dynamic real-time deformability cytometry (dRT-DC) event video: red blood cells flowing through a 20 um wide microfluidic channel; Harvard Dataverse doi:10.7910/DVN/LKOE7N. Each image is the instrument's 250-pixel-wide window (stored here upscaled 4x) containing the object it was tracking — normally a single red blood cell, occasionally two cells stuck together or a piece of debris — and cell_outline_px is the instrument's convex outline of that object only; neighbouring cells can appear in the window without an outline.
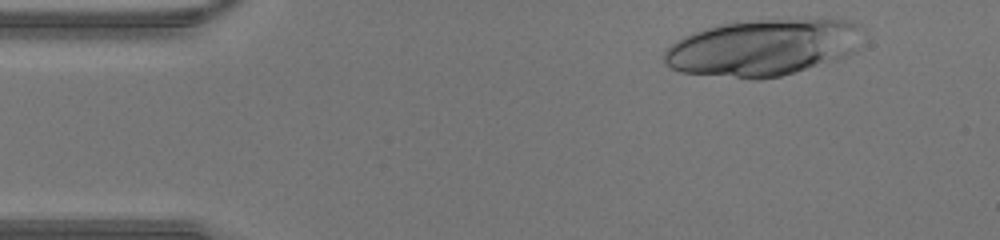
{"species": "human", "species_latin": "Homo sapiens", "temperature_condition": "warm", "stored_images_in_passage": 9, "camera_frame_rate_fps": 3000, "um_per_image_px": 0.085, "donor": {"sex": "male"}, "frame": {"image": 1, "passage_image": 1, "time_ms": 0.0, "image_size_px": [1000, 240], "cell_outline_px": [[860, 24], [856, 52], [848, 56], [836, 60], [780, 76], [760, 80], [752, 80], [680, 72], [672, 68], [664, 60], [664, 52], [676, 40], [692, 32], [704, 28], [720, 24], [756, 20], [848, 20]], "centroid_in_image_um": [64.82, 4.06], "position_along_channel_um": 20.2, "area_um2": 65.26}}
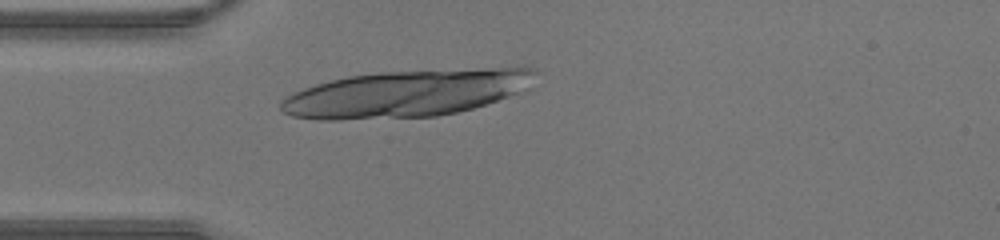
{"frame": {"image": 2, "passage_image": 8, "time_ms": 2.333, "image_size_px": [1000, 240], "cell_outline_px": [[536, 72], [524, 88], [508, 96], [472, 108], [456, 112], [436, 116], [340, 120], [316, 120], [292, 116], [284, 112], [280, 108], [280, 100], [292, 92], [316, 84], [348, 76], [380, 72], [500, 68], [536, 68]], "centroid_in_image_um": [34.4, 7.96], "position_along_channel_um": 50.6, "area_um2": 68.61}}